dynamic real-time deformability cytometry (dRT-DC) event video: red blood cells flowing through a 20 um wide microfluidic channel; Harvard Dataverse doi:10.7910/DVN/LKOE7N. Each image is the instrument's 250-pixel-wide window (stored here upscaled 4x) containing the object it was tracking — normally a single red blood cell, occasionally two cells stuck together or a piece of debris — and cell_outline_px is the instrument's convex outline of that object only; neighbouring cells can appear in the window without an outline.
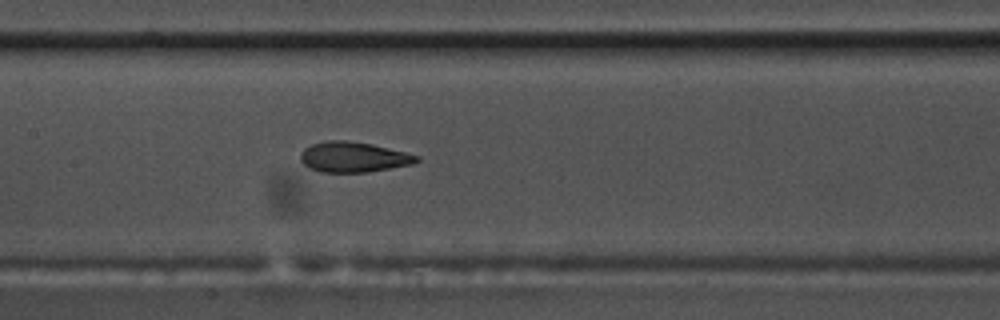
{"species": "common noctule bat (a hibernating species)", "species_latin": "Nyctalus noctula", "temperature_condition": "warm", "stored_images_in_passage": 40, "camera_frame_rate_fps": 3000, "um_per_image_px": 0.085, "animal": {"sex": "male", "body_mass_g": 17.5, "forearm_length_mm": 52.3}, "frame": {"image": 1, "passage_image": 28, "time_ms": 9.0, "image_size_px": [1000, 320], "cell_outline_px": [[420, 160], [412, 164], [368, 172], [320, 172], [308, 168], [300, 160], [300, 152], [304, 148], [312, 144], [328, 140], [344, 140], [372, 144], [420, 156]], "centroid_in_image_um": [30.01, 13.35], "position_along_channel_um": 177.4, "area_um2": 20.52}}
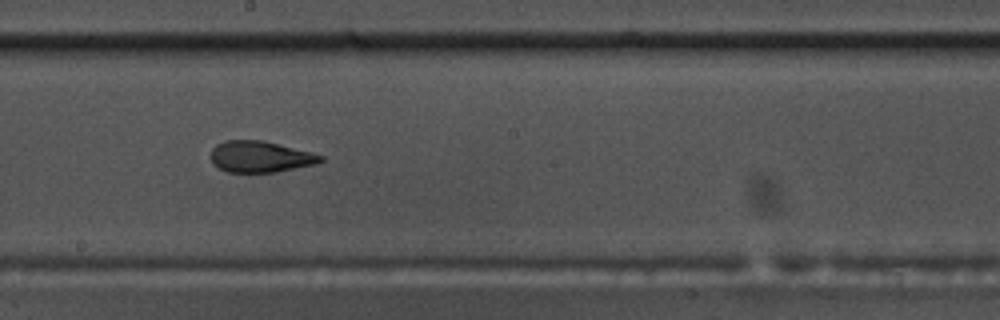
{"frame": {"image": 2, "passage_image": 32, "time_ms": 10.333, "image_size_px": [1000, 320], "cell_outline_px": [[324, 160], [316, 164], [276, 172], [228, 172], [212, 164], [212, 148], [216, 144], [224, 140], [264, 140], [312, 152], [324, 156]], "centroid_in_image_um": [22.14, 13.31], "position_along_channel_um": 226.1, "area_um2": 20.11}}